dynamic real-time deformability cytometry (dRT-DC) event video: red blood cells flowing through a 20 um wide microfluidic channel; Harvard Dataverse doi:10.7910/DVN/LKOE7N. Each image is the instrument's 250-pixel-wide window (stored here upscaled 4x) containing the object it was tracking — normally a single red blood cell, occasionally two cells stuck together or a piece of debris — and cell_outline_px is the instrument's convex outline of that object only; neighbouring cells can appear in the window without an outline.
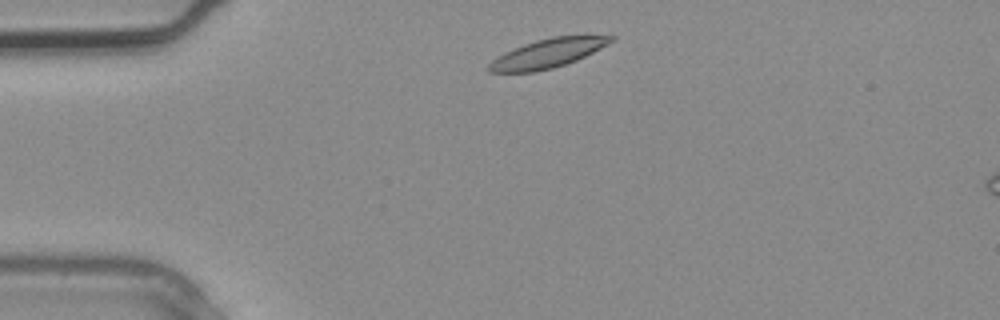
{"species": "common noctule bat (a hibernating species)", "species_latin": "Nyctalus noctula", "temperature_condition": "warm", "stored_images_in_passage": 2, "camera_frame_rate_fps": 3000, "um_per_image_px": 0.085, "animal": {"sex": "male", "body_mass_g": 20.4}, "frame": {"image": 1, "passage_image": 1, "time_ms": 0.0, "image_size_px": [1000, 320], "cell_outline_px": [[616, 40], [576, 60], [552, 68], [536, 72], [488, 72], [484, 68], [492, 60], [504, 52], [524, 44], [536, 40], [552, 36], [616, 36]], "centroid_in_image_um": [46.5, 4.54], "position_along_channel_um": 38.5, "area_um2": 20.46}}